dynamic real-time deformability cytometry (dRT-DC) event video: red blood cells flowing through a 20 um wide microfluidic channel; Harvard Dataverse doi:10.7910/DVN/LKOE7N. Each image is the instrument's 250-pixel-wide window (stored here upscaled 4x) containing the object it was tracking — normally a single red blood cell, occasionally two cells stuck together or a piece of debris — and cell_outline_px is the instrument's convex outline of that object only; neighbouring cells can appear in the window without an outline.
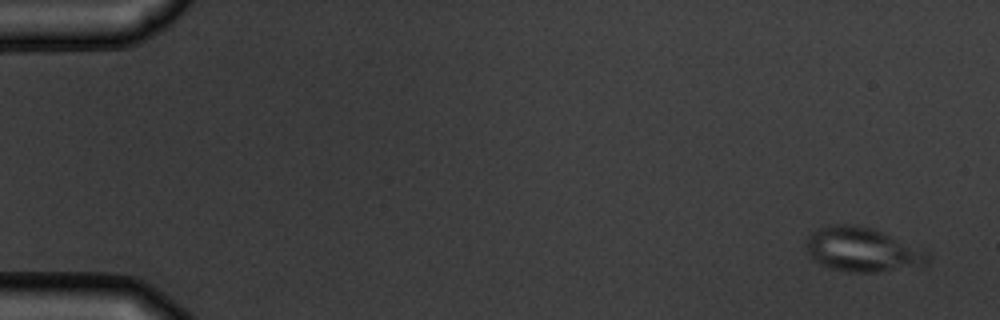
{"species": "common noctule bat (a hibernating species)", "species_latin": "Nyctalus noctula", "temperature_condition": "warm", "stored_images_in_passage": 4, "camera_frame_rate_fps": 3000, "um_per_image_px": 0.085, "animal": {"sex": "male", "body_mass_g": 19.5, "forearm_length_mm": 54.6}, "frame": {"image": 1, "passage_image": 1, "time_ms": 0.0, "image_size_px": [1000, 320], "cell_outline_px": [[928, 264], [880, 272], [848, 272], [828, 268], [812, 260], [808, 252], [808, 236], [812, 232], [828, 224], [852, 224], [872, 228], [928, 252]], "centroid_in_image_um": [73.26, 21.23], "position_along_channel_um": 11.7, "area_um2": 31.04}}